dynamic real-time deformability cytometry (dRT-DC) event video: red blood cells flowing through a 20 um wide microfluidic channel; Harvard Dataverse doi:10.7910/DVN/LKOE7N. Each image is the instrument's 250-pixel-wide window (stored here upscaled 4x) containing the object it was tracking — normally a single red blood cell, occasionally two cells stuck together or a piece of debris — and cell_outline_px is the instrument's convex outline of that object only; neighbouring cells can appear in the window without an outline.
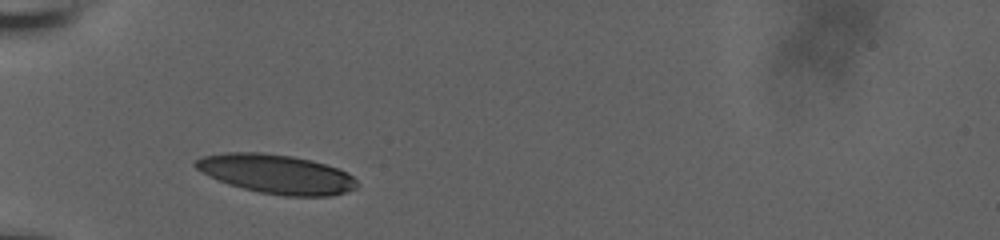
{"species": "human", "species_latin": "Homo sapiens", "temperature_condition": "room temperature", "stored_images_in_passage": 21, "camera_frame_rate_fps": 3000, "um_per_image_px": 0.085, "donor": {"sex": "male"}, "frame": {"image": 1, "passage_image": 1, "time_ms": 0.0, "image_size_px": [1000, 240], "cell_outline_px": [[360, 184], [356, 188], [348, 192], [332, 196], [284, 196], [260, 192], [228, 184], [208, 176], [200, 172], [192, 164], [196, 160], [204, 156], [224, 152], [264, 152], [292, 156], [312, 160], [348, 172]], "centroid_in_image_um": [23.5, 14.79], "position_along_channel_um": 61.5, "area_um2": 37.05}}
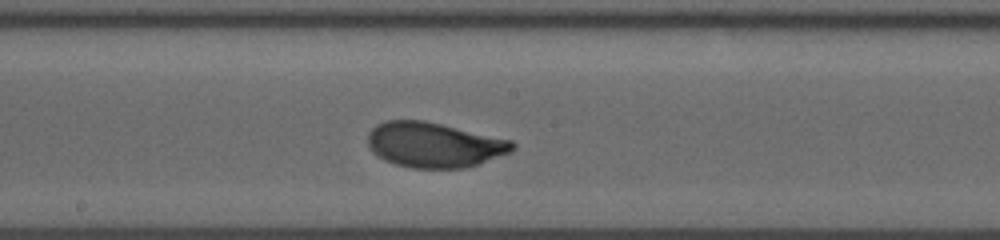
{"frame": {"image": 2, "passage_image": 10, "time_ms": 3.0, "image_size_px": [1000, 240], "cell_outline_px": [[516, 148], [512, 152], [480, 164], [464, 168], [412, 168], [396, 164], [384, 160], [372, 152], [368, 144], [368, 132], [376, 124], [384, 120], [424, 120], [512, 140], [516, 144]], "centroid_in_image_um": [36.91, 12.31], "position_along_channel_um": 211.3, "area_um2": 38.32}}
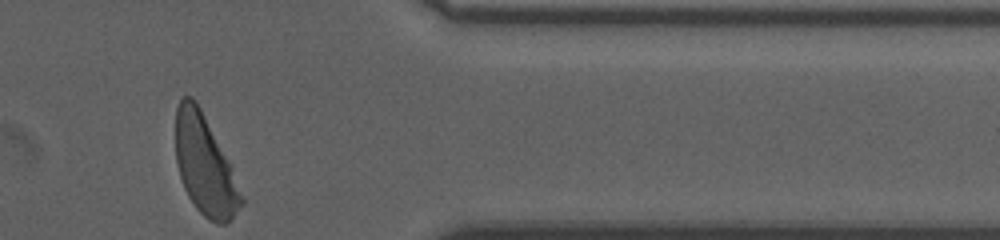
{"frame": {"image": 3, "passage_image": 21, "time_ms": 6.667, "image_size_px": [1000, 240], "cell_outline_px": [[244, 204], [224, 224], [216, 224], [208, 220], [196, 208], [188, 196], [184, 188], [180, 176], [176, 160], [176, 108], [180, 100], [184, 96], [192, 96], [196, 100], [228, 164], [244, 200]], "centroid_in_image_um": [17.37, 14.07], "position_along_channel_um": 394.0, "area_um2": 36.82}}